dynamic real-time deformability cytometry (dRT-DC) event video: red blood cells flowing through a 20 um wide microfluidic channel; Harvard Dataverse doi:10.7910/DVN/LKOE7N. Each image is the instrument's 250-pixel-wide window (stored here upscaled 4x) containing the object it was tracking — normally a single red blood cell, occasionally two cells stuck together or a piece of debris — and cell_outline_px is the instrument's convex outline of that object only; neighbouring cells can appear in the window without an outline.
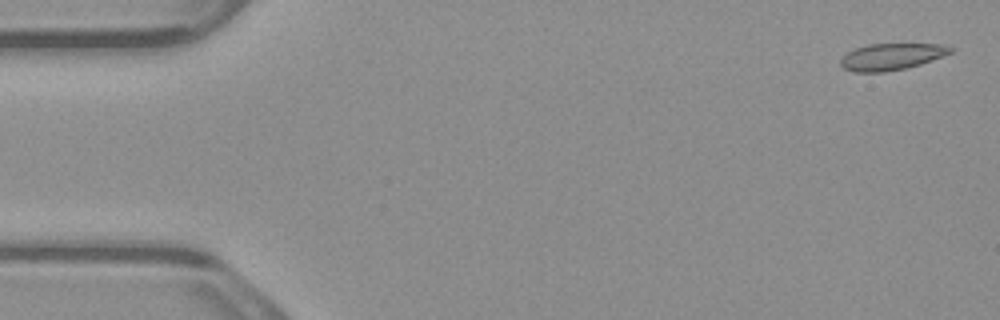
{"species": "common noctule bat (a hibernating species)", "species_latin": "Nyctalus noctula", "temperature_condition": "warm", "stored_images_in_passage": 4, "camera_frame_rate_fps": 3000, "um_per_image_px": 0.085, "animal": {"sex": "male", "body_mass_g": 23.1, "forearm_length_mm": 52.7}, "frame": {"image": 1, "passage_image": 1, "time_ms": 0.0, "image_size_px": [1000, 320], "cell_outline_px": [[956, 48], [952, 52], [932, 60], [908, 68], [884, 72], [852, 72], [844, 68], [840, 64], [840, 60], [848, 52], [856, 48], [868, 44], [944, 44]], "centroid_in_image_um": [75.8, 4.82], "position_along_channel_um": 9.2, "area_um2": 17.11}}
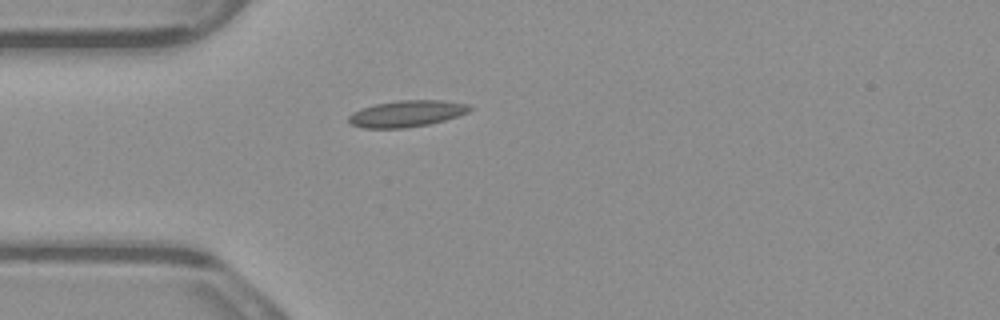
{"frame": {"image": 2, "passage_image": 4, "time_ms": 1.0, "image_size_px": [1000, 320], "cell_outline_px": [[472, 108], [468, 112], [444, 120], [428, 124], [404, 128], [364, 128], [352, 124], [348, 120], [348, 116], [352, 112], [360, 108], [376, 104], [396, 100], [440, 100], [468, 104]], "centroid_in_image_um": [34.53, 9.65], "position_along_channel_um": 50.5, "area_um2": 18.55}}